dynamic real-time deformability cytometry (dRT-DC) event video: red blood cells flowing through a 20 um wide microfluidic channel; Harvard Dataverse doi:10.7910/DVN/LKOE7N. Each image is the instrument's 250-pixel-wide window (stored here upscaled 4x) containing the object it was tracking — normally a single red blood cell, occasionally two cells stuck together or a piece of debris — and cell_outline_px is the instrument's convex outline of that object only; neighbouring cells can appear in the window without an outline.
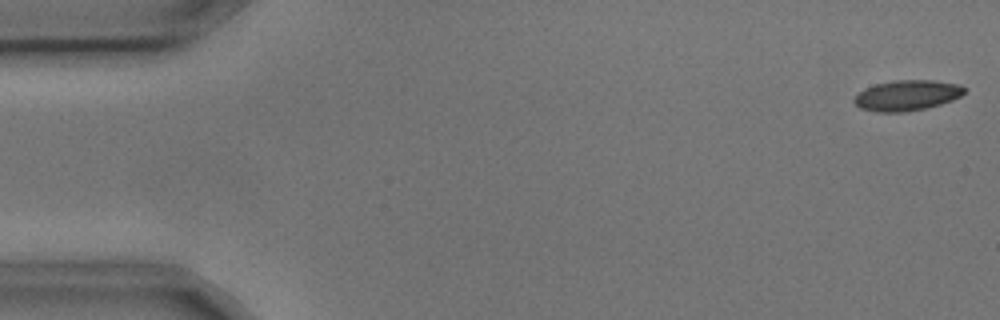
{"species": "common noctule bat (a hibernating species)", "species_latin": "Nyctalus noctula", "temperature_condition": "cold", "stored_images_in_passage": 5, "camera_frame_rate_fps": 3000, "um_per_image_px": 0.085, "animal": {"sex": "male", "body_mass_g": 17.9, "forearm_length_mm": 54.2}, "frame": {"image": 1, "passage_image": 1, "time_ms": 0.0, "image_size_px": [1000, 320], "cell_outline_px": [[968, 88], [960, 96], [952, 100], [940, 104], [924, 108], [904, 112], [876, 112], [860, 108], [852, 100], [860, 92], [876, 84], [896, 80], [932, 80], [960, 84]], "centroid_in_image_um": [77.13, 8.1], "position_along_channel_um": 7.9, "area_um2": 19.42}}
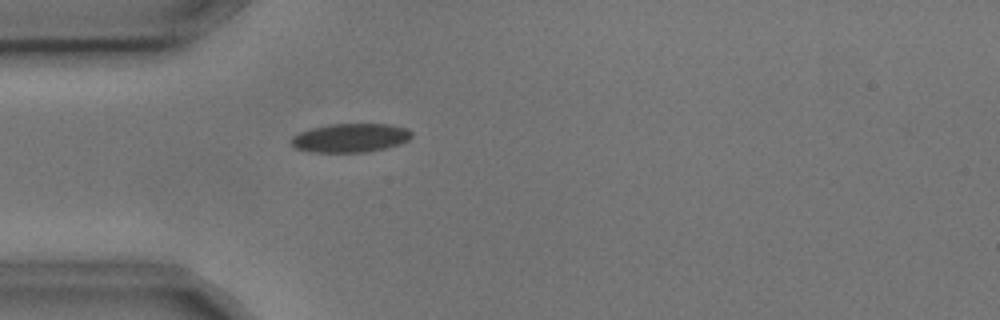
{"frame": {"image": 2, "passage_image": 5, "time_ms": 1.333, "image_size_px": [1000, 320], "cell_outline_px": [[412, 136], [408, 140], [400, 144], [384, 148], [364, 152], [308, 152], [296, 148], [292, 144], [292, 136], [300, 132], [312, 128], [328, 124], [388, 124], [408, 128], [412, 132]], "centroid_in_image_um": [29.79, 11.71], "position_along_channel_um": 55.2, "area_um2": 20.17}}